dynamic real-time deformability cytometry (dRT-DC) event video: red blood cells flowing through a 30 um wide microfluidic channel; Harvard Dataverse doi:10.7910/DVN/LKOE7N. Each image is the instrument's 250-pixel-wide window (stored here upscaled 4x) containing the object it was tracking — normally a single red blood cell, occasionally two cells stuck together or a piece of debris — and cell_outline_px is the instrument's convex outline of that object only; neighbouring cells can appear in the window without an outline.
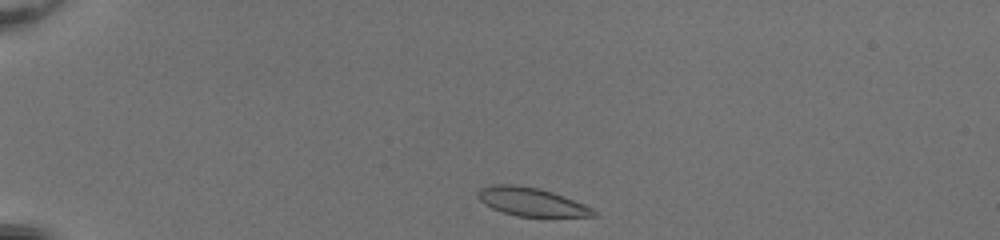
{"species": "common noctule bat (a hibernating species)", "species_latin": "Nyctalus noctula", "temperature_condition": "room temperature", "stored_images_in_passage": 39, "camera_frame_rate_fps": 3000, "um_per_image_px": 0.085, "animal": {"sex": "female", "body_mass_g": 20.0, "forearm_length_mm": 54.0}, "frame": {"image": 1, "passage_image": 1, "time_ms": 0.0, "image_size_px": [1000, 240], "cell_outline_px": [[596, 216], [516, 216], [492, 208], [484, 204], [476, 196], [476, 192], [480, 188], [496, 184], [508, 184], [536, 188], [552, 192], [564, 196], [584, 204], [592, 208], [596, 212]], "centroid_in_image_um": [45.13, 17.15], "position_along_channel_um": 39.9, "area_um2": 18.84}}
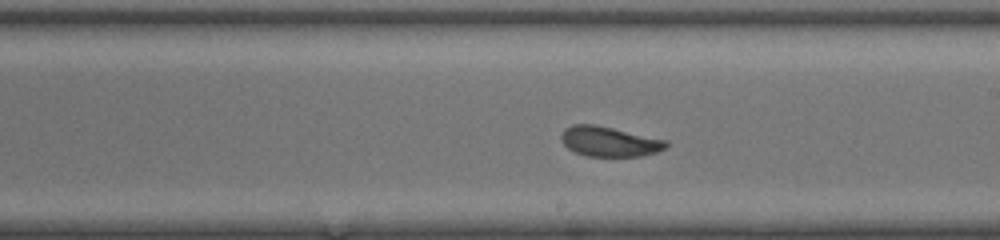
{"frame": {"image": 2, "passage_image": 20, "time_ms": 6.333, "image_size_px": [1000, 240], "cell_outline_px": [[668, 144], [664, 148], [656, 152], [640, 156], [588, 156], [576, 152], [568, 148], [564, 144], [560, 136], [564, 128], [572, 124], [596, 124], [668, 140]], "centroid_in_image_um": [51.78, 12.01], "position_along_channel_um": 237.2, "area_um2": 18.32}}
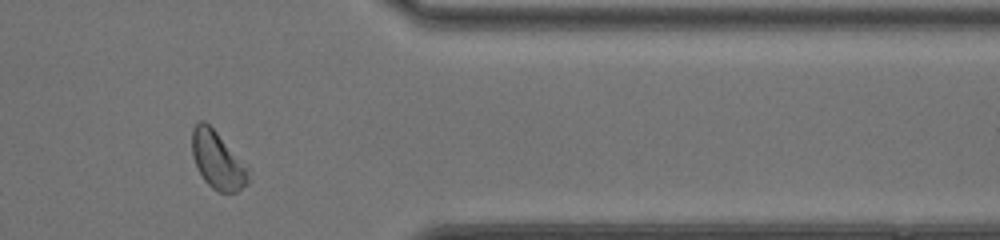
{"frame": {"image": 3, "passage_image": 32, "time_ms": 10.333, "image_size_px": [1000, 240], "cell_outline_px": [[248, 184], [236, 192], [220, 192], [212, 188], [204, 180], [192, 156], [192, 128], [200, 120], [204, 120], [248, 164]], "centroid_in_image_um": [18.51, 13.61], "position_along_channel_um": 392.9, "area_um2": 18.9}, "authors_computed_cell_mechanics": {"area_um2": 18.496, "velocity_mm_per_s": 4.1329, "shape_relaxation_time_tau1_ms": 3.9678, "shape_relaxation_time_tau2_ms": 6.7645, "deformation_change_tau1": 0.1299, "deformation_change_tau2": 0.1438}}